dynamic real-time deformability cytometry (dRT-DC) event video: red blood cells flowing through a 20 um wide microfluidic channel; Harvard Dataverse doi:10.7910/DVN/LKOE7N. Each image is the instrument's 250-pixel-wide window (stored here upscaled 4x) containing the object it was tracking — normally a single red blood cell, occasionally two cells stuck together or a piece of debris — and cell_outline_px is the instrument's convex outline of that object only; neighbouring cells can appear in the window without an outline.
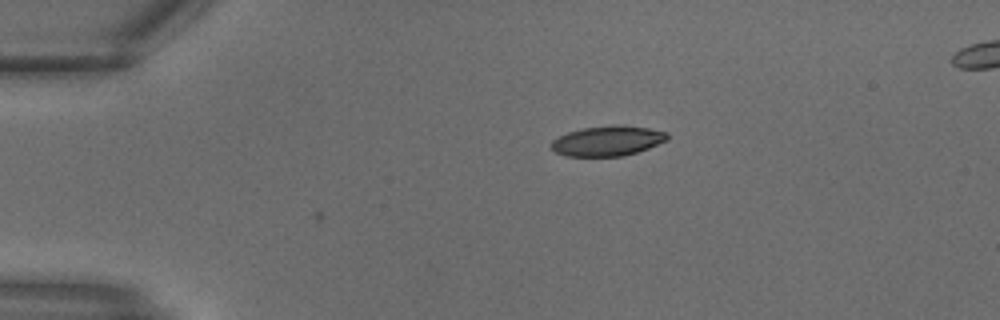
{"species": "common noctule bat (a hibernating species)", "species_latin": "Nyctalus noctula", "temperature_condition": "warm", "stored_images_in_passage": 3, "camera_frame_rate_fps": 3000, "um_per_image_px": 0.085, "animal": {"sex": "male", "body_mass_g": 18.8}, "frame": {"image": 1, "passage_image": 3, "time_ms": 0.667, "image_size_px": [1000, 320], "cell_outline_px": [[668, 140], [648, 148], [636, 152], [620, 156], [564, 156], [556, 152], [552, 148], [552, 140], [568, 132], [584, 128], [616, 124], [624, 124], [648, 128], [668, 132]], "centroid_in_image_um": [51.67, 11.96], "position_along_channel_um": 33.3, "area_um2": 20.29}}